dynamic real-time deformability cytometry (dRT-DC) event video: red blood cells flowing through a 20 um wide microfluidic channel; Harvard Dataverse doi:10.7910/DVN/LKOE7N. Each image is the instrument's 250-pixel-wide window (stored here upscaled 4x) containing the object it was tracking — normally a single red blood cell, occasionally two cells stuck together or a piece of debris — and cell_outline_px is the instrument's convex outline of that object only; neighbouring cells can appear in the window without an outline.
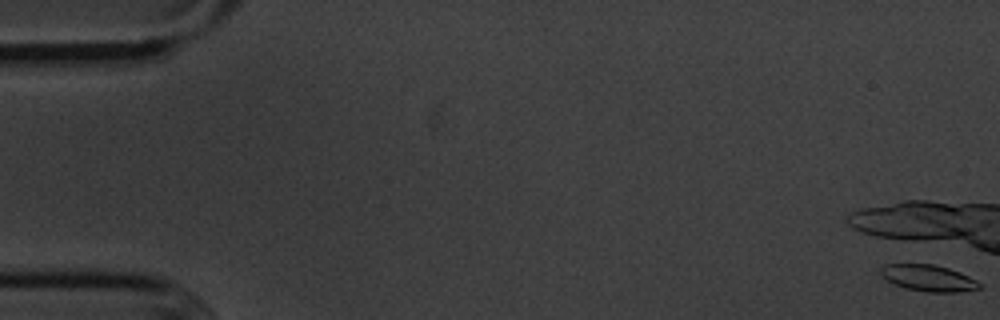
{"species": "common noctule bat (a hibernating species)", "species_latin": "Nyctalus noctula", "temperature_condition": "cold", "stored_images_in_passage": 2, "camera_frame_rate_fps": 3000, "um_per_image_px": 0.085, "animal": {"sex": "male", "body_mass_g": 20.1, "forearm_length_mm": 53.5}, "frame": {"image": 1, "passage_image": 1, "time_ms": 0.0, "image_size_px": [1000, 320], "cell_outline_px": [[980, 288], [960, 292], [928, 292], [904, 288], [880, 276], [880, 268], [884, 264], [932, 264], [948, 268], [960, 272], [976, 280], [980, 284]], "centroid_in_image_um": [78.89, 23.63], "position_along_channel_um": 6.1, "area_um2": 15.14}}